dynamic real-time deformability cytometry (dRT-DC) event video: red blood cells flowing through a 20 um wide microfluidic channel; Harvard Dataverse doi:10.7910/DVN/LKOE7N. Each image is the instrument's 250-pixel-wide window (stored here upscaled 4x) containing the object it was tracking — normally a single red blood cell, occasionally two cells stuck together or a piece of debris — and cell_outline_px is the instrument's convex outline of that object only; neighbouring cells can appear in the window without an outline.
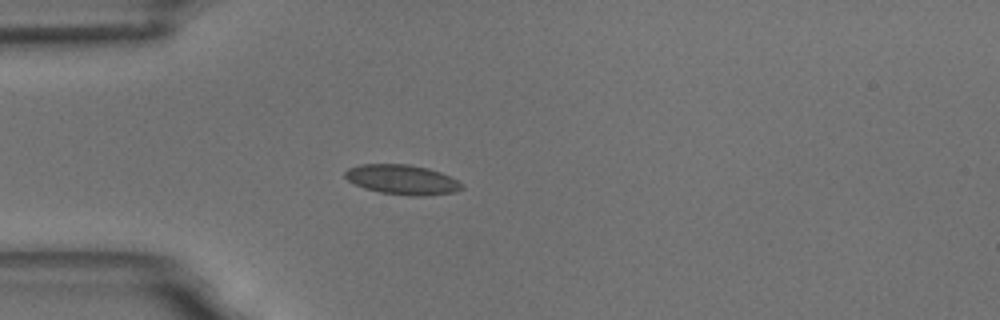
{"species": "common noctule bat (a hibernating species)", "species_latin": "Nyctalus noctula", "temperature_condition": "room temperature", "stored_images_in_passage": 43, "camera_frame_rate_fps": 3000, "um_per_image_px": 0.085, "animal": {"sex": "male", "body_mass_g": 18.8}, "frame": {"image": 1, "passage_image": 1, "time_ms": 0.0, "image_size_px": [1000, 320], "cell_outline_px": [[464, 188], [456, 192], [424, 196], [408, 196], [380, 192], [364, 188], [348, 180], [344, 176], [344, 172], [348, 168], [360, 164], [408, 164], [428, 168], [440, 172], [464, 184]], "centroid_in_image_um": [34.2, 15.27], "position_along_channel_um": 50.8, "area_um2": 20.35}}
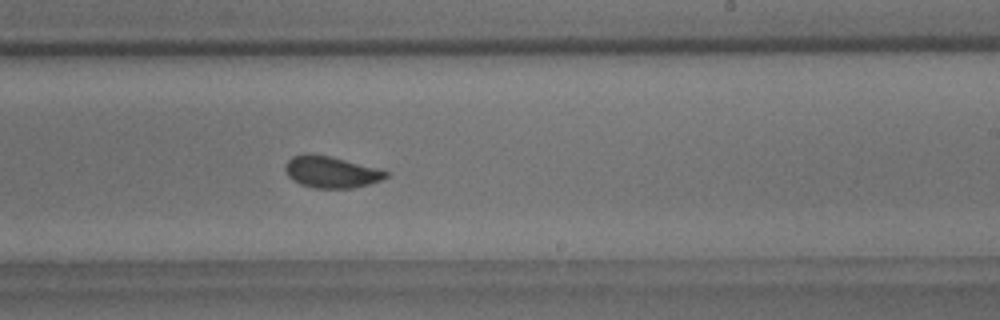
{"frame": {"image": 2, "passage_image": 20, "time_ms": 6.333, "image_size_px": [1000, 320], "cell_outline_px": [[388, 176], [380, 180], [368, 184], [352, 188], [312, 188], [300, 184], [292, 180], [288, 176], [284, 168], [284, 164], [292, 156], [304, 152], [308, 152], [328, 156], [376, 168], [388, 172]], "centroid_in_image_um": [28.06, 14.61], "position_along_channel_um": 260.9, "area_um2": 18.5}}
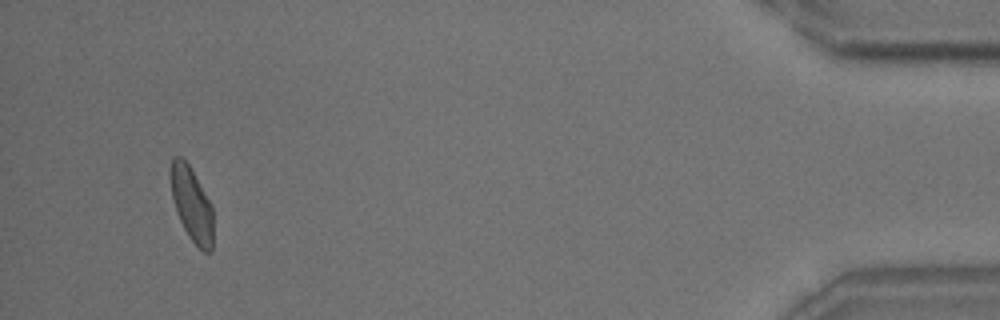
{"frame": {"image": 3, "passage_image": 40, "time_ms": 13.0, "image_size_px": [1000, 320], "cell_outline_px": [[212, 252], [204, 252], [188, 236], [176, 212], [172, 196], [168, 172], [172, 156], [180, 156], [188, 164], [212, 204]], "centroid_in_image_um": [16.26, 17.31], "position_along_channel_um": 418.9, "area_um2": 18.5}, "authors_computed_cell_mechanics": {"area_um2": 18.7272, "velocity_mm_per_s": 3.4777, "shape_relaxation_time_tau1_ms": 4.1707, "shape_relaxation_time_tau2_ms": 0.762, "deformation_change_tau1": 0.0985, "deformation_change_tau2": 0.0496}}